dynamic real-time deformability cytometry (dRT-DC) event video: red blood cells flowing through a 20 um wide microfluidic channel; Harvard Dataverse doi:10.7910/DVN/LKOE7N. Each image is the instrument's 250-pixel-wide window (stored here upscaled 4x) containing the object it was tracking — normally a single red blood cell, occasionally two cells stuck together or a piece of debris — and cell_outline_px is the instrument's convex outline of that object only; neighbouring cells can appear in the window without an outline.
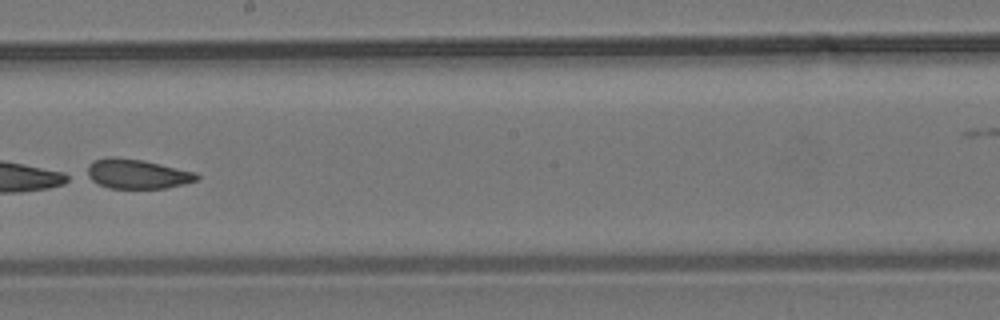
{"species": "common noctule bat (a hibernating species)", "species_latin": "Nyctalus noctula", "temperature_condition": "room temperature", "stored_images_in_passage": 9, "camera_frame_rate_fps": 3000, "um_per_image_px": 0.085, "animal": {"sex": "male", "body_mass_g": 19.2, "forearm_length_mm": 51.8}, "frame": {"image": 1, "passage_image": 9, "time_ms": 9.333, "image_size_px": [1000, 320], "cell_outline_px": [[200, 176], [196, 180], [184, 184], [164, 188], [108, 188], [84, 176], [88, 164], [92, 160], [108, 156], [116, 156], [144, 160], [196, 172]], "centroid_in_image_um": [11.59, 14.76], "position_along_channel_um": 236.6, "area_um2": 19.19}}